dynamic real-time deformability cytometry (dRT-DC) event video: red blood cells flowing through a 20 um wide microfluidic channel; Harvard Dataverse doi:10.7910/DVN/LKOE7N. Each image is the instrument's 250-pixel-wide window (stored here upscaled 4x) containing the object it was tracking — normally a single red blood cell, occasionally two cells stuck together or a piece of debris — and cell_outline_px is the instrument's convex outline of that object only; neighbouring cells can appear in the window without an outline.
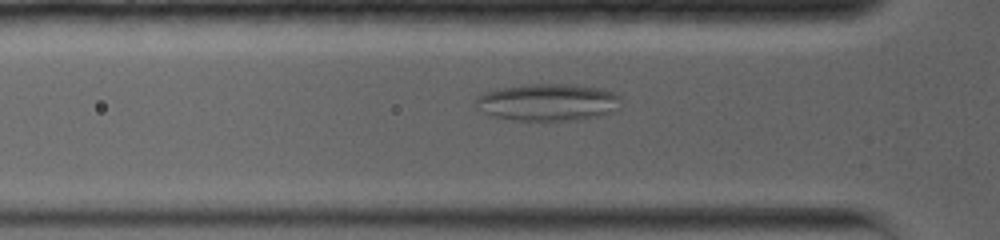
{"species": "common noctule bat (a hibernating species)", "species_latin": "Nyctalus noctula", "temperature_condition": "warm", "stored_images_in_passage": 11, "camera_frame_rate_fps": 5000, "um_per_image_px": 0.085, "animal": {"sex": "female", "body_mass_g": 19.0, "forearm_length_mm": 56.7}, "frame": {"image": 1, "passage_image": 7, "time_ms": 3.6, "image_size_px": [1000, 240], "cell_outline_px": [[620, 108], [612, 112], [600, 116], [580, 120], [516, 120], [492, 116], [476, 108], [476, 96], [496, 88], [532, 84], [576, 84], [600, 88], [612, 92], [620, 96]], "centroid_in_image_um": [46.59, 8.69], "position_along_channel_um": 79.2, "area_um2": 31.67}}
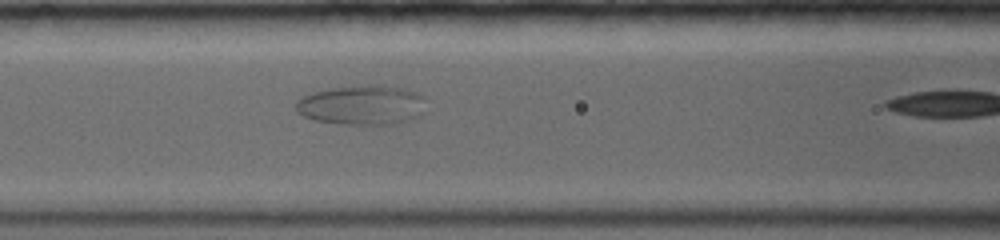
{"frame": {"image": 2, "passage_image": 10, "time_ms": 5.2, "image_size_px": [1000, 240], "cell_outline_px": [[424, 96], [420, 116], [412, 120], [388, 124], [344, 124], [312, 120], [296, 112], [296, 100], [312, 92], [332, 88], [368, 84], [376, 84], [404, 88], [416, 92]], "centroid_in_image_um": [30.74, 8.92], "position_along_channel_um": 135.9, "area_um2": 30.11}}